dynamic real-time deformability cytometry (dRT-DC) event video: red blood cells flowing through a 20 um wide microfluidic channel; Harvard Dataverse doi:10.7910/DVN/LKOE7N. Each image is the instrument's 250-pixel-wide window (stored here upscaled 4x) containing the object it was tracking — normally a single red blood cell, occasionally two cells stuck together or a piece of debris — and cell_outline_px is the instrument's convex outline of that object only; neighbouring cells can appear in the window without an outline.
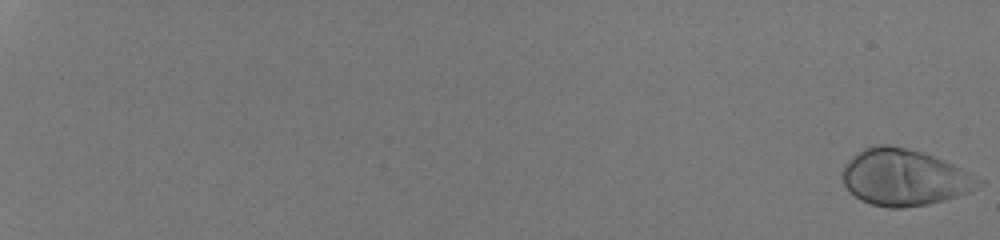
{"species": "human", "species_latin": "Homo sapiens", "temperature_condition": "room temperature", "stored_images_in_passage": 51, "camera_frame_rate_fps": 3000, "um_per_image_px": 0.085, "donor": {"sex": "male"}, "frame": {"image": 1, "passage_image": 1, "time_ms": 0.0, "image_size_px": [1000, 240], "cell_outline_px": [[984, 184], [968, 192], [956, 196], [928, 204], [900, 208], [888, 208], [872, 204], [860, 200], [844, 184], [840, 176], [848, 160], [852, 156], [864, 148], [872, 144], [888, 144], [920, 152], [944, 160], [972, 172], [984, 180]], "centroid_in_image_um": [76.88, 15.07], "position_along_channel_um": 8.1, "area_um2": 44.8}}
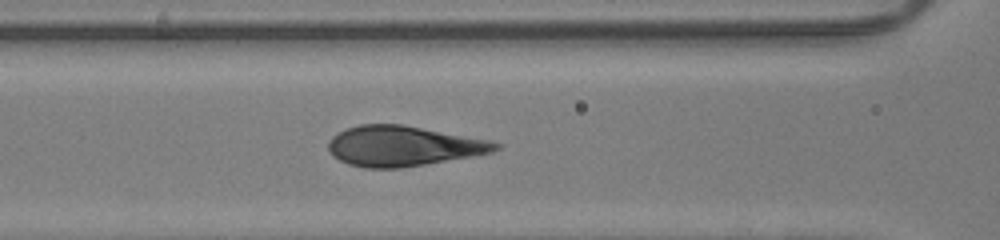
{"frame": {"image": 2, "passage_image": 30, "time_ms": 9.667, "image_size_px": [1000, 240], "cell_outline_px": [[504, 144], [500, 148], [492, 152], [472, 156], [400, 168], [364, 168], [348, 164], [332, 156], [328, 152], [328, 140], [336, 132], [344, 128], [360, 124], [400, 124], [492, 140]], "centroid_in_image_um": [34.24, 12.4], "position_along_channel_um": 132.4, "area_um2": 39.42}}
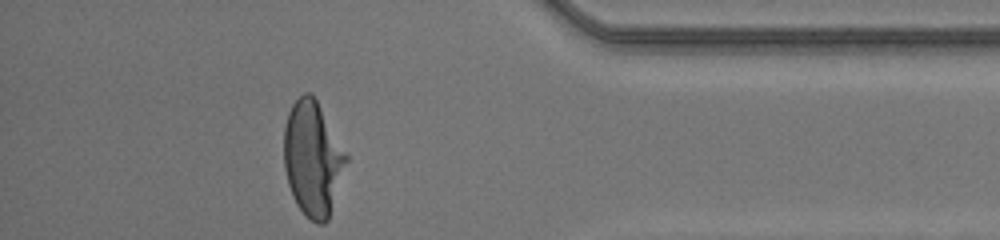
{"frame": {"image": 3, "passage_image": 51, "time_ms": 16.667, "image_size_px": [1000, 240], "cell_outline_px": [[348, 160], [328, 220], [324, 224], [316, 224], [296, 204], [292, 196], [288, 184], [284, 168], [284, 128], [288, 112], [292, 104], [304, 92], [312, 92], [348, 156]], "centroid_in_image_um": [26.57, 13.47], "position_along_channel_um": 408.6, "area_um2": 41.44}, "authors_computed_cell_mechanics": {"area_um2": 40.9802, "velocity_mm_per_s": 4.1997, "shape_relaxation_time_tau1_ms": 4.1247, "shape_relaxation_time_tau2_ms": null, "deformation_change_tau1": 0.2305, "deformation_change_tau2": null}}